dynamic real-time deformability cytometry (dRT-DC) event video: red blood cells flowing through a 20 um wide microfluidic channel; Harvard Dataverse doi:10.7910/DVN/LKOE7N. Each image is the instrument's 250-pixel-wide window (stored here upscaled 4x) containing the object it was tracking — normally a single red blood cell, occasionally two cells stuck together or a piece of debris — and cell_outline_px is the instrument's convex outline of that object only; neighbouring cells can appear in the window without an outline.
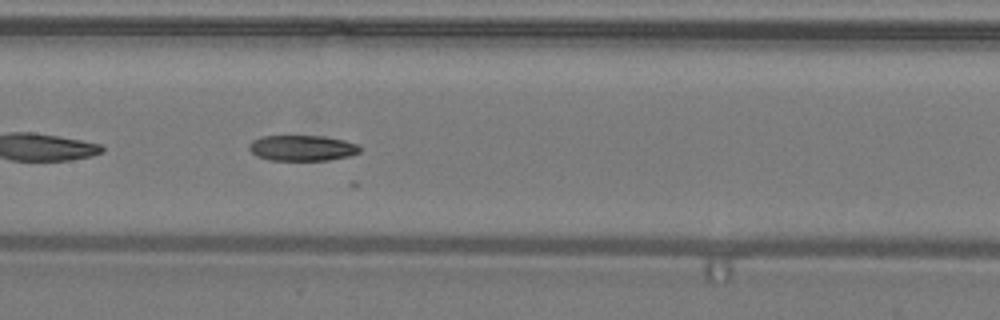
{"species": "common noctule bat (a hibernating species)", "species_latin": "Nyctalus noctula", "temperature_condition": "warm", "stored_images_in_passage": 32, "camera_frame_rate_fps": 3000, "um_per_image_px": 0.085, "animal": {"sex": "male", "body_mass_g": 19.2, "forearm_length_mm": 51.8}, "frame": {"image": 1, "passage_image": 20, "time_ms": 6.333, "image_size_px": [1000, 320], "cell_outline_px": [[360, 152], [348, 156], [328, 160], [268, 160], [256, 156], [248, 148], [248, 144], [252, 140], [260, 136], [324, 136], [344, 140], [356, 144], [360, 148]], "centroid_in_image_um": [25.64, 12.58], "position_along_channel_um": 181.8, "area_um2": 16.59}}
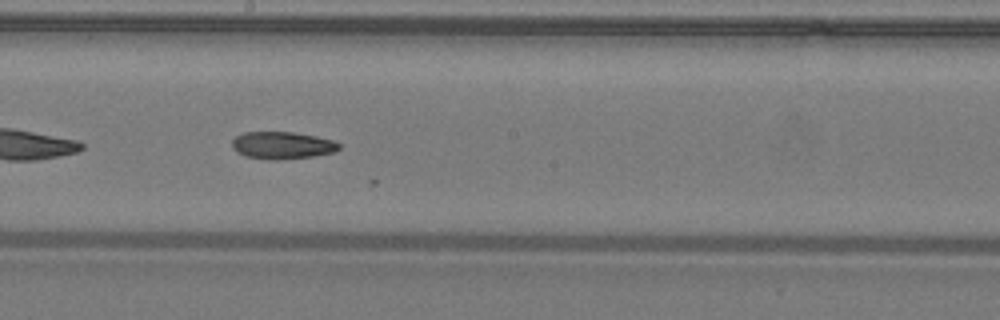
{"frame": {"image": 2, "passage_image": 23, "time_ms": 7.333, "image_size_px": [1000, 320], "cell_outline_px": [[340, 148], [336, 152], [312, 156], [276, 160], [268, 160], [244, 156], [236, 152], [232, 148], [232, 140], [236, 136], [244, 132], [296, 132], [316, 136], [332, 140], [340, 144]], "centroid_in_image_um": [23.97, 12.35], "position_along_channel_um": 224.2, "area_um2": 17.17}}